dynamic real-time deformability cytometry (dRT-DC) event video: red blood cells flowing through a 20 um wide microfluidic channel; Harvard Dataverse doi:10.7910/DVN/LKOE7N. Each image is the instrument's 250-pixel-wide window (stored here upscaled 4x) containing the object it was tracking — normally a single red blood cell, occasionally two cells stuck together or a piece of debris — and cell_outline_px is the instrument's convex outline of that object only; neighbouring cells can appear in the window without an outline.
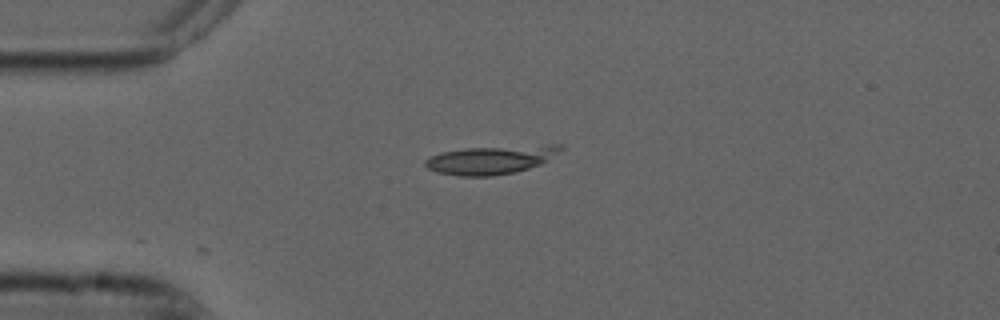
{"species": "common noctule bat (a hibernating species)", "species_latin": "Nyctalus noctula", "temperature_condition": "cold", "stored_images_in_passage": 4, "camera_frame_rate_fps": 3000, "um_per_image_px": 0.085, "animal": {"sex": "male", "forearm_length_mm": 52.5}, "frame": {"image": 1, "passage_image": 1, "time_ms": 0.0, "image_size_px": [1000, 320], "cell_outline_px": [[564, 148], [540, 164], [516, 172], [492, 176], [460, 176], [436, 172], [428, 168], [424, 164], [424, 160], [440, 152], [468, 148], [548, 144], [564, 144]], "centroid_in_image_um": [41.74, 13.57], "position_along_channel_um": 43.3, "area_um2": 22.43}}